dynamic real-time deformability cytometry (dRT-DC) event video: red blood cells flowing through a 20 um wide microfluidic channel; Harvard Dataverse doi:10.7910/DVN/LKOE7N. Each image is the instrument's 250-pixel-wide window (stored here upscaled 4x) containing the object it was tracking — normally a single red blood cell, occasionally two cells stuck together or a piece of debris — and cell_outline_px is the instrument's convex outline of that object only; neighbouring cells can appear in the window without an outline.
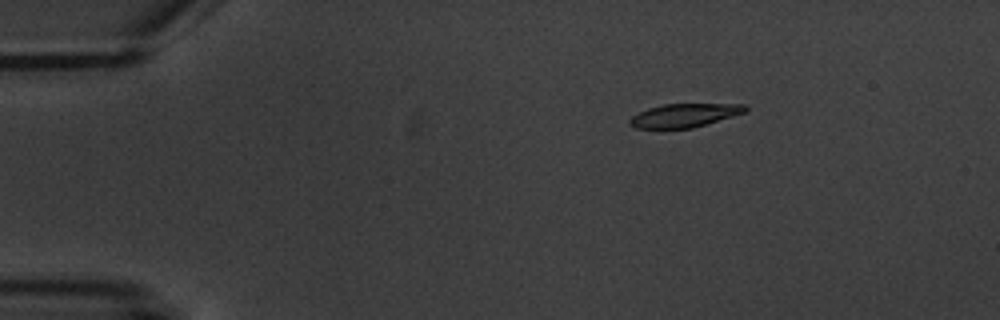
{"species": "common noctule bat (a hibernating species)", "species_latin": "Nyctalus noctula", "temperature_condition": "warm", "stored_images_in_passage": 4, "camera_frame_rate_fps": 3000, "um_per_image_px": 0.085, "animal": {"sex": "male", "body_mass_g": 20.1, "forearm_length_mm": 53.5}, "frame": {"image": 1, "passage_image": 2, "time_ms": 1.333, "image_size_px": [1000, 320], "cell_outline_px": [[748, 108], [744, 112], [732, 116], [692, 128], [636, 128], [628, 124], [628, 120], [632, 116], [648, 108], [664, 104], [748, 104]], "centroid_in_image_um": [58.15, 9.8], "position_along_channel_um": 26.8, "area_um2": 15.66}}